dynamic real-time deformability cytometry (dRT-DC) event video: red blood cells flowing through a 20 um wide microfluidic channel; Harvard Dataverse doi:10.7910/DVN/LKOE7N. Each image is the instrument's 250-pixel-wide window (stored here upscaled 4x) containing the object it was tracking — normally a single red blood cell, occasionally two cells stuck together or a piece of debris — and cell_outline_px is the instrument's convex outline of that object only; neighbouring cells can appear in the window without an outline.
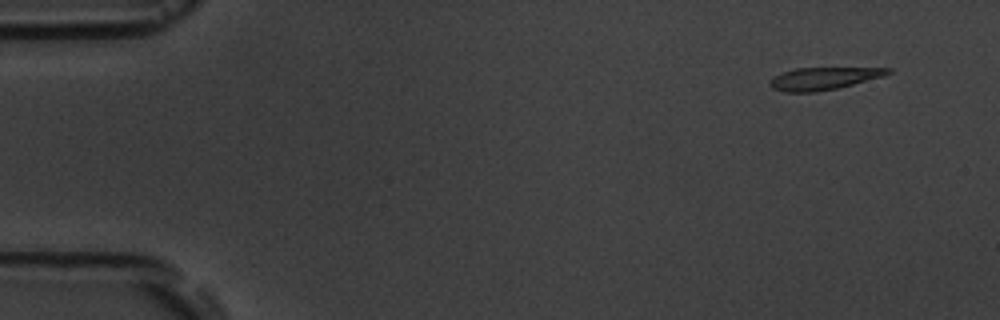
{"species": "common noctule bat (a hibernating species)", "species_latin": "Nyctalus noctula", "temperature_condition": "room temperature", "stored_images_in_passage": 7, "camera_frame_rate_fps": 3000, "um_per_image_px": 0.085, "animal": {"sex": "male", "body_mass_g": 19.5, "forearm_length_mm": 54.6}, "frame": {"image": 1, "passage_image": 1, "time_ms": 0.0, "image_size_px": [1000, 320], "cell_outline_px": [[892, 72], [884, 76], [836, 88], [816, 92], [784, 92], [772, 88], [768, 84], [776, 76], [784, 72], [796, 68], [892, 68]], "centroid_in_image_um": [70.01, 6.67], "position_along_channel_um": 15.0, "area_um2": 15.14}}
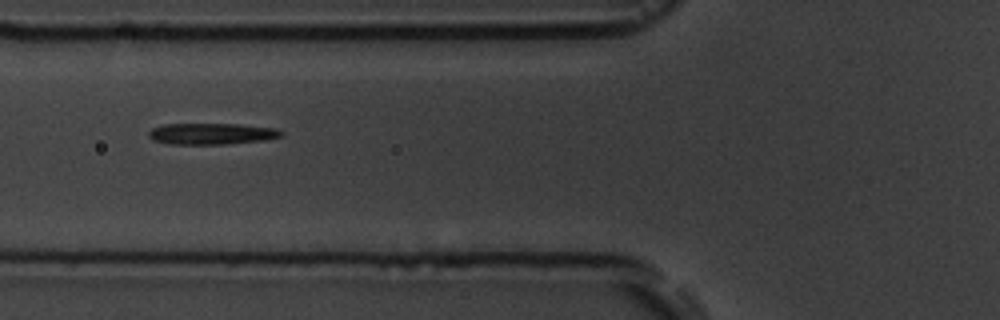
{"frame": {"image": 2, "passage_image": 6, "time_ms": 5.667, "image_size_px": [1000, 320], "cell_outline_px": [[284, 136], [264, 140], [228, 144], [172, 144], [152, 140], [148, 136], [148, 132], [152, 128], [164, 124], [240, 124], [276, 128], [284, 132]], "centroid_in_image_um": [18.01, 11.37], "position_along_channel_um": 107.8, "area_um2": 16.59}}
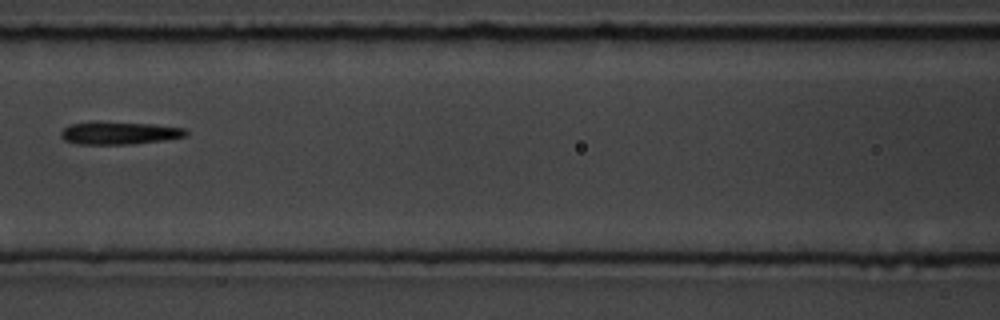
{"frame": {"image": 3, "passage_image": 7, "time_ms": 7.0, "image_size_px": [1000, 320], "cell_outline_px": [[188, 136], [164, 140], [132, 144], [76, 144], [64, 140], [60, 136], [60, 132], [68, 124], [96, 120], [152, 124], [184, 128], [188, 132]], "centroid_in_image_um": [10.09, 11.29], "position_along_channel_um": 156.5, "area_um2": 16.99}}